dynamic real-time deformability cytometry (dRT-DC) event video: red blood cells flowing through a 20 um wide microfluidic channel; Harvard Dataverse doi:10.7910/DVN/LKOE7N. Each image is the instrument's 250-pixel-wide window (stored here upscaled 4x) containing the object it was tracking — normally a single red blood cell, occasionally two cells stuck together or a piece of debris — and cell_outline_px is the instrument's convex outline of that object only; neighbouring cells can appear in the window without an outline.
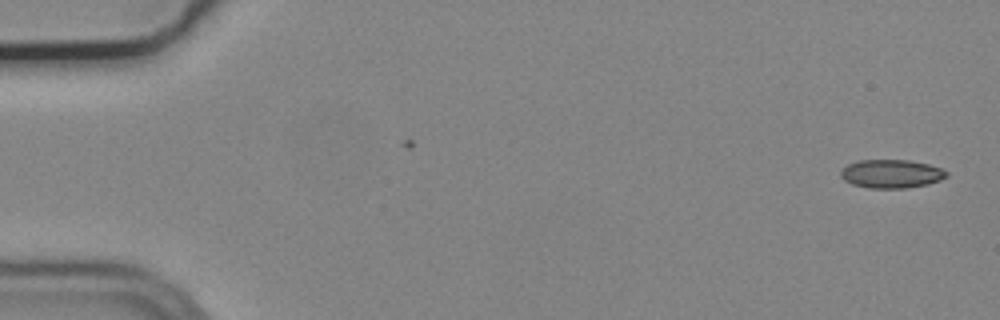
{"species": "common noctule bat (a hibernating species)", "species_latin": "Nyctalus noctula", "temperature_condition": "cold", "stored_images_in_passage": 5, "camera_frame_rate_fps": 3000, "um_per_image_px": 0.085, "animal": {"sex": "male", "body_mass_g": 19.2, "forearm_length_mm": 51.8}, "frame": {"image": 1, "passage_image": 1, "time_ms": 0.0, "image_size_px": [1000, 320], "cell_outline_px": [[948, 176], [940, 180], [928, 184], [908, 188], [868, 188], [852, 184], [844, 180], [840, 176], [840, 172], [848, 164], [856, 160], [908, 160], [928, 164], [940, 168], [948, 172]], "centroid_in_image_um": [75.76, 14.77], "position_along_channel_um": 9.2, "area_um2": 17.63}}
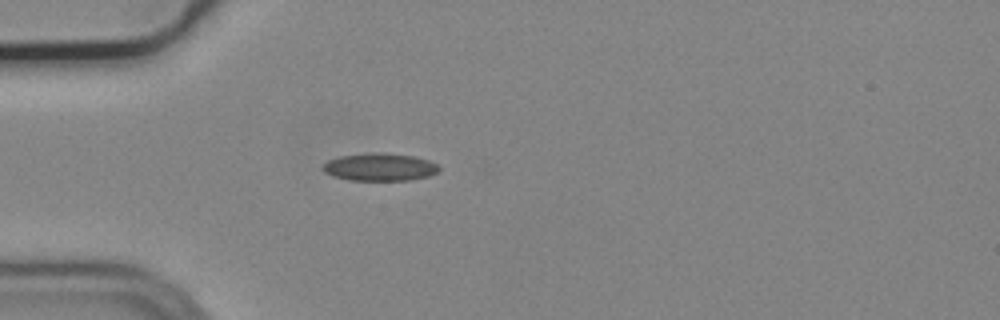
{"frame": {"image": 2, "passage_image": 5, "time_ms": 1.333, "image_size_px": [1000, 320], "cell_outline_px": [[440, 168], [436, 172], [428, 176], [408, 180], [348, 180], [332, 176], [324, 172], [320, 168], [328, 160], [340, 156], [372, 152], [384, 152], [412, 156], [428, 160], [436, 164]], "centroid_in_image_um": [32.23, 14.19], "position_along_channel_um": 52.8, "area_um2": 18.73}}